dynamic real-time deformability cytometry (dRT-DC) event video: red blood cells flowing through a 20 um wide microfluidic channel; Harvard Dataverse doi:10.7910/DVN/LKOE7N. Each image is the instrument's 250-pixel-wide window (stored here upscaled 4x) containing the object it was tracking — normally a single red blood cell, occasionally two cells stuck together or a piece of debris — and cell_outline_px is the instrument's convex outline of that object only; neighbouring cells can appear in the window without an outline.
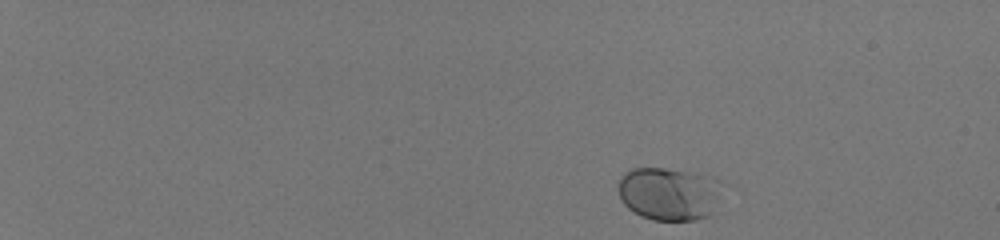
{"species": "human", "species_latin": "Homo sapiens", "temperature_condition": "room temperature", "stored_images_in_passage": 46, "camera_frame_rate_fps": 3000, "um_per_image_px": 0.085, "donor": {"sex": "male"}, "frame": {"image": 1, "passage_image": 1, "time_ms": 0.0, "image_size_px": [1000, 240], "cell_outline_px": [[720, 180], [716, 200], [708, 216], [696, 220], [652, 220], [640, 216], [628, 208], [624, 204], [620, 196], [620, 176], [632, 168], [664, 168], [712, 176]], "centroid_in_image_um": [56.82, 16.46], "position_along_channel_um": 28.2, "area_um2": 31.67}}
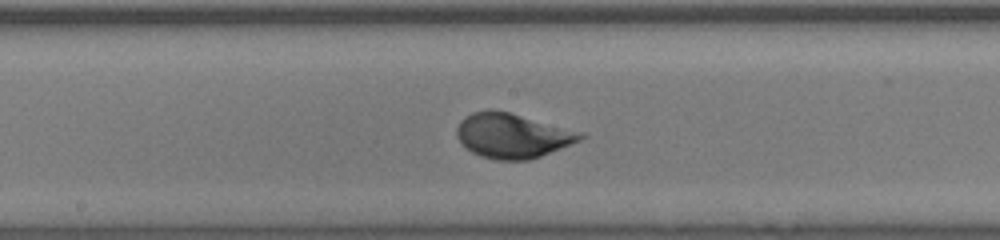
{"frame": {"image": 2, "passage_image": 26, "time_ms": 8.333, "image_size_px": [1000, 240], "cell_outline_px": [[588, 136], [580, 140], [540, 156], [528, 160], [496, 160], [480, 156], [472, 152], [456, 136], [456, 128], [460, 120], [464, 116], [472, 112], [488, 108], [492, 108], [508, 112], [584, 132]], "centroid_in_image_um": [43.54, 11.51], "position_along_channel_um": 204.7, "area_um2": 32.25}}
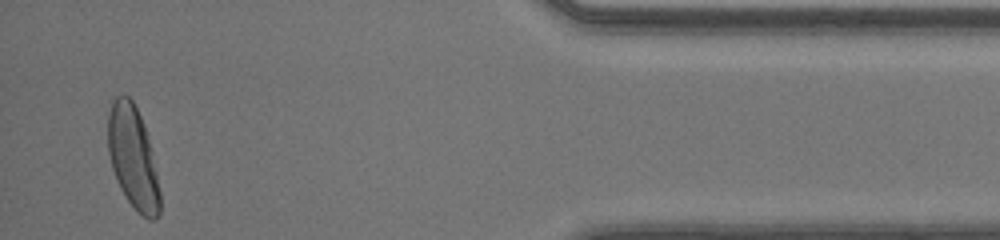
{"frame": {"image": 3, "passage_image": 45, "time_ms": 14.667, "image_size_px": [1000, 240], "cell_outline_px": [[160, 212], [156, 220], [148, 220], [128, 200], [120, 188], [116, 180], [112, 168], [108, 152], [108, 116], [112, 100], [116, 96], [128, 96], [132, 100], [140, 116], [148, 140], [156, 172], [160, 192]], "centroid_in_image_um": [11.28, 13.4], "position_along_channel_um": 423.9, "area_um2": 30.46}, "authors_computed_cell_mechanics": {"area_um2": 30.4317, "velocity_mm_per_s": 4.096, "shape_relaxation_time_tau1_ms": 2.824, "shape_relaxation_time_tau2_ms": null, "deformation_change_tau1": 0.159, "deformation_change_tau2": null}}